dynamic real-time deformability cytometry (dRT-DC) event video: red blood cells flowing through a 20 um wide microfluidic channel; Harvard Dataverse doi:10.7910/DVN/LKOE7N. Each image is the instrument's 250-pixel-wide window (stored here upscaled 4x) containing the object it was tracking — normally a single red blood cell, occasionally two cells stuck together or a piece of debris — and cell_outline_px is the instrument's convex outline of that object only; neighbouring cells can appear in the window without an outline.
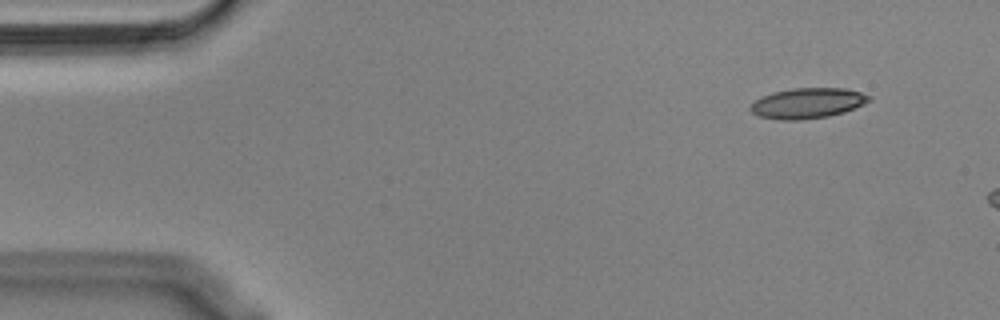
{"species": "Egyptian fruit bat (a non-hibernating species)", "species_latin": "Rousettus aegyptiacus", "temperature_condition": "cold", "stored_images_in_passage": 7, "camera_frame_rate_fps": 3000, "um_per_image_px": 0.085, "animal": {"sex": "male"}, "frame": {"image": 1, "passage_image": 1, "time_ms": 0.0, "image_size_px": [1000, 320], "cell_outline_px": [[872, 100], [864, 104], [844, 112], [828, 116], [796, 120], [780, 120], [756, 116], [748, 108], [756, 100], [772, 92], [792, 88], [844, 88], [860, 92], [872, 96]], "centroid_in_image_um": [68.65, 8.77], "position_along_channel_um": 16.4, "area_um2": 21.04}}